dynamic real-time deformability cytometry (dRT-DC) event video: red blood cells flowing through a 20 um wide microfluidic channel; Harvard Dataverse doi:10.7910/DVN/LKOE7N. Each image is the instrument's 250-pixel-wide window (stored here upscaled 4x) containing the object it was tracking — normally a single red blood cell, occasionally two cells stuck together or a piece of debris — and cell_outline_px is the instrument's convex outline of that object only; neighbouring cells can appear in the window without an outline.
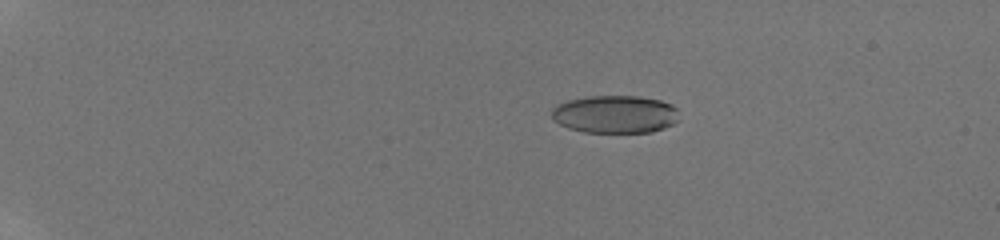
{"species": "human", "species_latin": "Homo sapiens", "temperature_condition": "room temperature", "stored_images_in_passage": 22, "camera_frame_rate_fps": 3000, "um_per_image_px": 0.085, "donor": {"sex": "male"}, "frame": {"image": 1, "passage_image": 9, "time_ms": 4.333, "image_size_px": [1000, 240], "cell_outline_px": [[680, 120], [664, 128], [652, 132], [584, 132], [568, 128], [552, 120], [552, 108], [556, 104], [568, 100], [588, 96], [640, 96], [660, 100], [672, 104], [676, 108]], "centroid_in_image_um": [52.28, 9.71], "position_along_channel_um": 32.7, "area_um2": 28.32}}
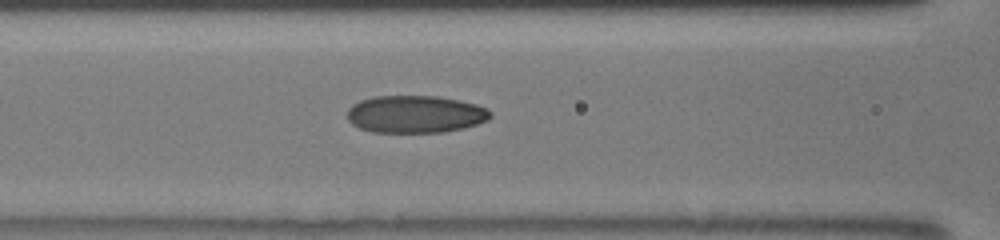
{"frame": {"image": 2, "passage_image": 18, "time_ms": 9.333, "image_size_px": [1000, 240], "cell_outline_px": [[492, 116], [488, 120], [464, 128], [444, 132], [372, 132], [360, 128], [352, 124], [348, 120], [348, 108], [352, 104], [360, 100], [372, 96], [436, 96], [476, 104], [488, 108], [492, 112]], "centroid_in_image_um": [35.3, 9.7], "position_along_channel_um": 131.3, "area_um2": 31.33}}
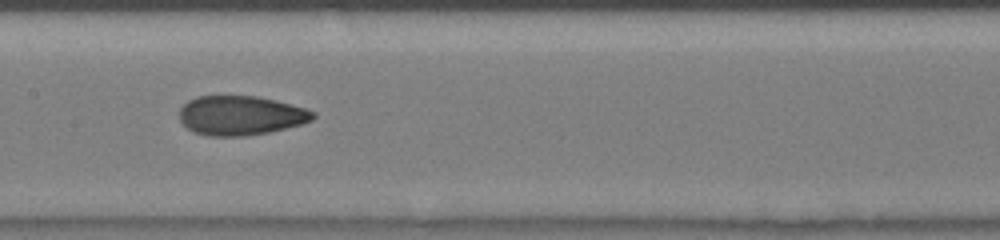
{"frame": {"image": 3, "passage_image": 21, "time_ms": 10.667, "image_size_px": [1000, 240], "cell_outline_px": [[316, 116], [312, 120], [300, 124], [268, 132], [244, 136], [208, 136], [196, 132], [188, 128], [180, 120], [180, 108], [188, 100], [196, 96], [256, 96], [276, 100], [304, 108], [316, 112]], "centroid_in_image_um": [20.45, 9.81], "position_along_channel_um": 186.9, "area_um2": 30.46}}